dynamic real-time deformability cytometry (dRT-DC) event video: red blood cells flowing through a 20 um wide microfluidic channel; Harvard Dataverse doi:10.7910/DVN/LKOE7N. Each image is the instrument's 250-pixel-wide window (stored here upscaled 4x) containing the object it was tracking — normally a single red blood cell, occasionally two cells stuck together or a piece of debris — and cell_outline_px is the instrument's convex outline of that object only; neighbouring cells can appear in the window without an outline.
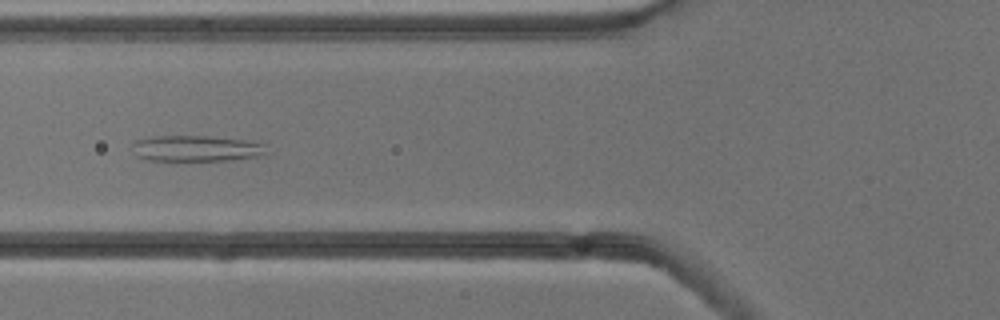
{"species": "common noctule bat (a hibernating species)", "species_latin": "Nyctalus noctula", "temperature_condition": "cold", "stored_images_in_passage": 53, "camera_frame_rate_fps": 3000, "um_per_image_px": 0.085, "animal": {"sex": "male", "body_mass_g": 13.3}, "frame": {"image": 1, "passage_image": 20, "time_ms": 6.333, "image_size_px": [1000, 320], "cell_outline_px": [[268, 152], [256, 156], [228, 160], [144, 160], [136, 156], [132, 144], [136, 140], [152, 136], [212, 136], [252, 140], [264, 144]], "centroid_in_image_um": [16.68, 12.6], "position_along_channel_um": 109.1, "area_um2": 20.4}}
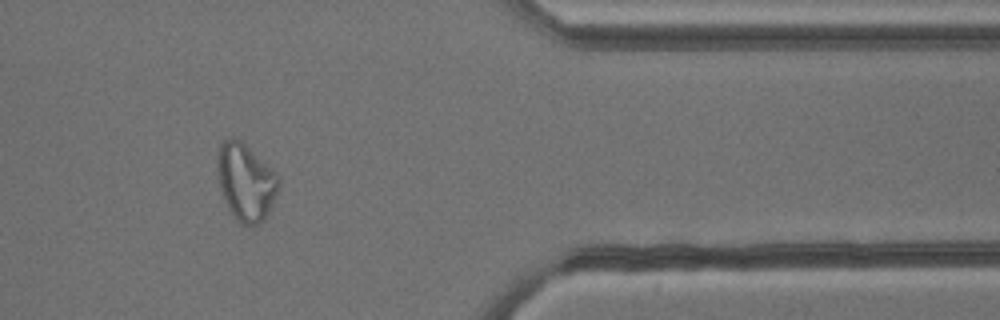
{"frame": {"image": 2, "passage_image": 44, "time_ms": 14.333, "image_size_px": [1000, 320], "cell_outline_px": [[280, 184], [272, 204], [264, 220], [260, 224], [240, 224], [236, 220], [228, 208], [220, 188], [216, 164], [220, 144], [228, 136], [240, 140], [272, 168], [276, 172], [280, 180]], "centroid_in_image_um": [20.89, 15.46], "position_along_channel_um": 390.5, "area_um2": 27.46}}
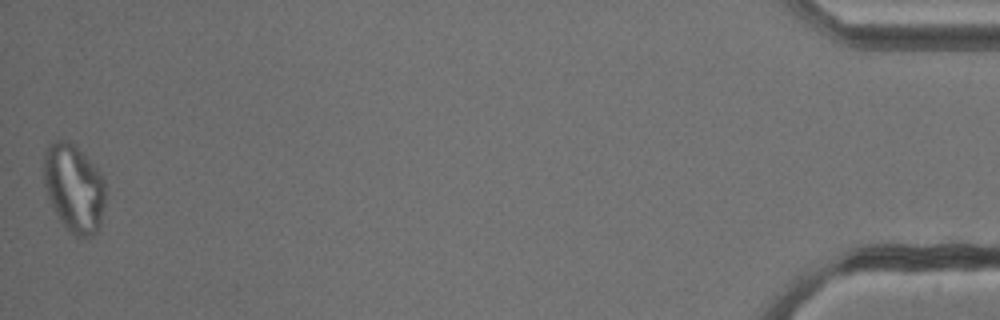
{"frame": {"image": 3, "passage_image": 53, "time_ms": 17.333, "image_size_px": [1000, 320], "cell_outline_px": [[104, 204], [100, 228], [96, 232], [88, 236], [76, 236], [60, 220], [48, 196], [44, 184], [44, 152], [48, 144], [56, 140], [68, 140], [96, 168], [104, 180]], "centroid_in_image_um": [6.28, 15.97], "position_along_channel_um": 428.9, "area_um2": 30.92}, "authors_computed_cell_mechanics": {"area_um2": 27.455, "velocity_mm_per_s": 3.802, "shape_relaxation_time_tau1_ms": null, "shape_relaxation_time_tau2_ms": 2.6491, "deformation_change_tau1": null, "deformation_change_tau2": 0.1245}}